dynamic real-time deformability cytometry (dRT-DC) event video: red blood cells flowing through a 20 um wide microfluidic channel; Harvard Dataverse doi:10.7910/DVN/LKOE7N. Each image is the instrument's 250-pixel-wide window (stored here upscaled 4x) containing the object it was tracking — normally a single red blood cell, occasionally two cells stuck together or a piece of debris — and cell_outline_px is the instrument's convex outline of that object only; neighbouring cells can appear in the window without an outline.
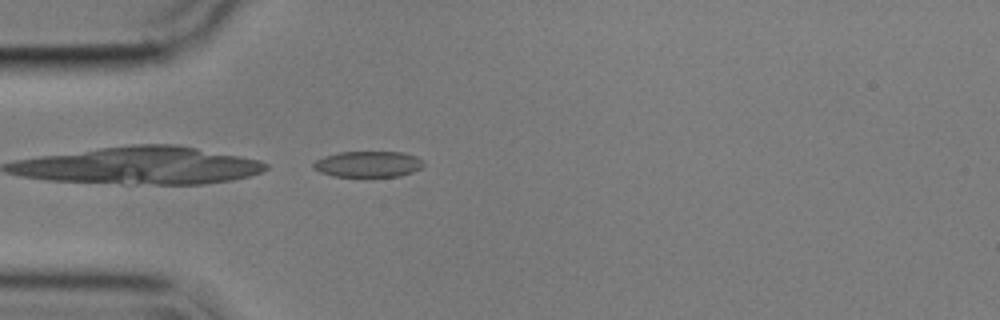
{"species": "common noctule bat (a hibernating species)", "species_latin": "Nyctalus noctula", "temperature_condition": "cold", "stored_images_in_passage": 37, "camera_frame_rate_fps": 3000, "um_per_image_px": 0.085, "animal": {"sex": "male", "body_mass_g": 17.9}, "frame": {"image": 1, "passage_image": 1, "time_ms": 0.0, "image_size_px": [1000, 320], "cell_outline_px": [[424, 164], [420, 168], [412, 172], [400, 176], [332, 176], [320, 172], [312, 168], [312, 164], [316, 160], [324, 156], [340, 152], [400, 152], [416, 156], [424, 160]], "centroid_in_image_um": [31.28, 13.95], "position_along_channel_um": 53.7, "area_um2": 16.65}}
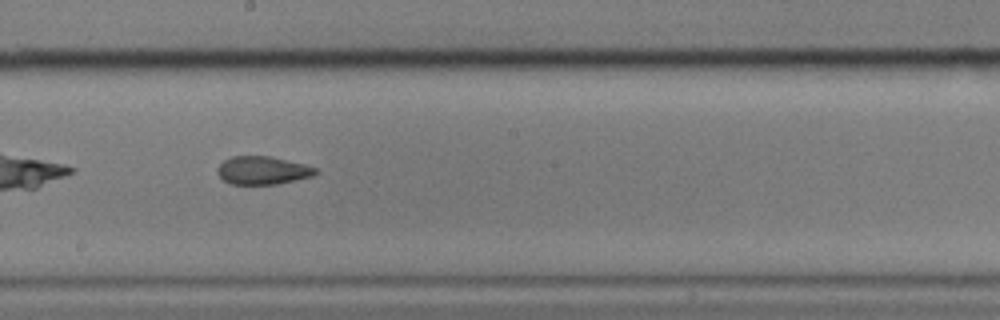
{"frame": {"image": 2, "passage_image": 16, "time_ms": 5.0, "image_size_px": [1000, 320], "cell_outline_px": [[320, 172], [312, 176], [296, 180], [276, 184], [232, 184], [224, 180], [216, 172], [216, 168], [224, 160], [232, 156], [272, 156], [304, 164], [316, 168]], "centroid_in_image_um": [22.33, 14.47], "position_along_channel_um": 225.9, "area_um2": 16.13}}
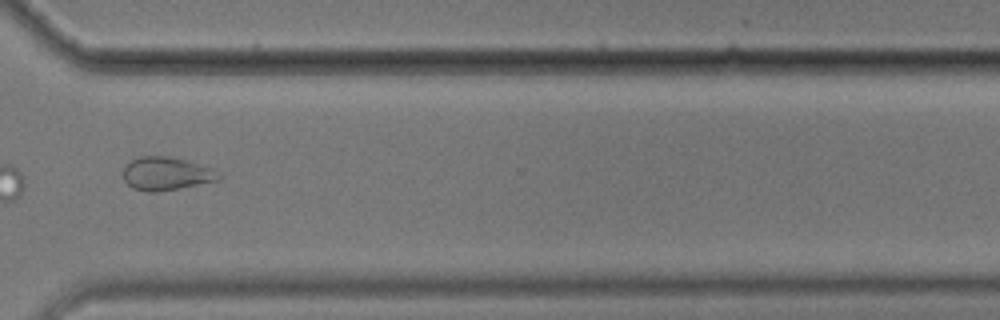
{"frame": {"image": 3, "passage_image": 27, "time_ms": 8.667, "image_size_px": [1000, 320], "cell_outline_px": [[224, 176], [220, 180], [180, 188], [156, 192], [148, 192], [132, 188], [124, 180], [124, 168], [132, 160], [140, 156], [168, 156], [184, 160], [208, 168]], "centroid_in_image_um": [14.12, 14.78], "position_along_channel_um": 356.5, "area_um2": 18.21}, "authors_computed_cell_mechanics": {"area_um2": 16.762, "velocity_mm_per_s": 3.5631, "shape_relaxation_time_tau1_ms": null, "shape_relaxation_time_tau2_ms": 2.1191, "deformation_change_tau1": null, "deformation_change_tau2": 0.071}}